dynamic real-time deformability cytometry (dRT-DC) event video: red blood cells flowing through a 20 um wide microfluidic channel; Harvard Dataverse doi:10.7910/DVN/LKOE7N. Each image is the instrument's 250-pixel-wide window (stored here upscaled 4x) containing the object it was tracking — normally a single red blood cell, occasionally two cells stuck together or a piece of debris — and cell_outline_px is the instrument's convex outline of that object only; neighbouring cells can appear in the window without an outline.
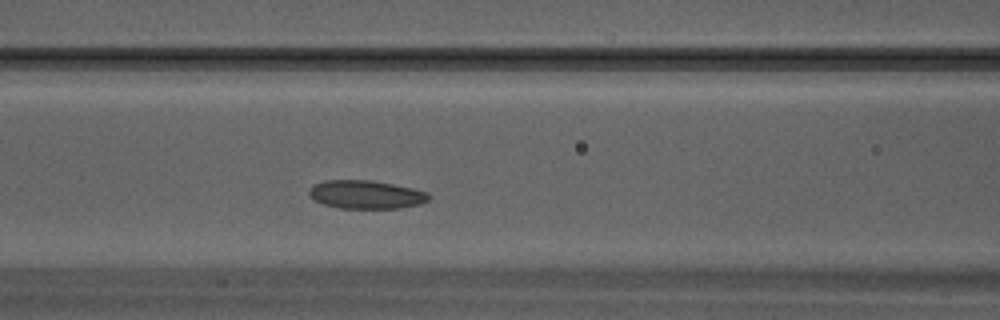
{"species": "Egyptian fruit bat (a non-hibernating species)", "species_latin": "Rousettus aegyptiacus", "temperature_condition": "warm", "stored_images_in_passage": 19, "camera_frame_rate_fps": 3000, "um_per_image_px": 0.085, "animal": {"sex": "male"}, "frame": {"image": 1, "passage_image": 9, "time_ms": 2.667, "image_size_px": [1000, 320], "cell_outline_px": [[432, 196], [428, 200], [420, 204], [400, 208], [340, 208], [324, 204], [308, 196], [308, 192], [312, 184], [324, 180], [372, 180], [412, 188], [428, 192]], "centroid_in_image_um": [31.1, 16.53], "position_along_channel_um": 135.5, "area_um2": 19.88}}
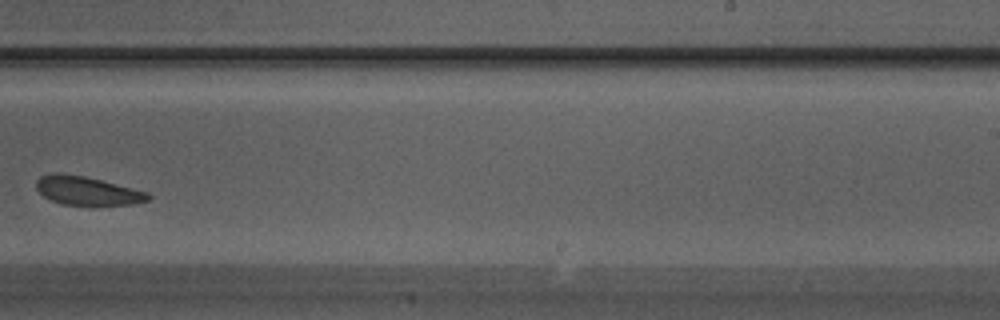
{"frame": {"image": 2, "passage_image": 16, "time_ms": 5.0, "image_size_px": [1000, 320], "cell_outline_px": [[152, 196], [148, 200], [132, 204], [64, 204], [52, 200], [44, 196], [36, 188], [36, 180], [40, 176], [52, 172], [60, 172], [84, 176], [148, 192]], "centroid_in_image_um": [7.37, 16.18], "position_along_channel_um": 281.6, "area_um2": 18.32}}